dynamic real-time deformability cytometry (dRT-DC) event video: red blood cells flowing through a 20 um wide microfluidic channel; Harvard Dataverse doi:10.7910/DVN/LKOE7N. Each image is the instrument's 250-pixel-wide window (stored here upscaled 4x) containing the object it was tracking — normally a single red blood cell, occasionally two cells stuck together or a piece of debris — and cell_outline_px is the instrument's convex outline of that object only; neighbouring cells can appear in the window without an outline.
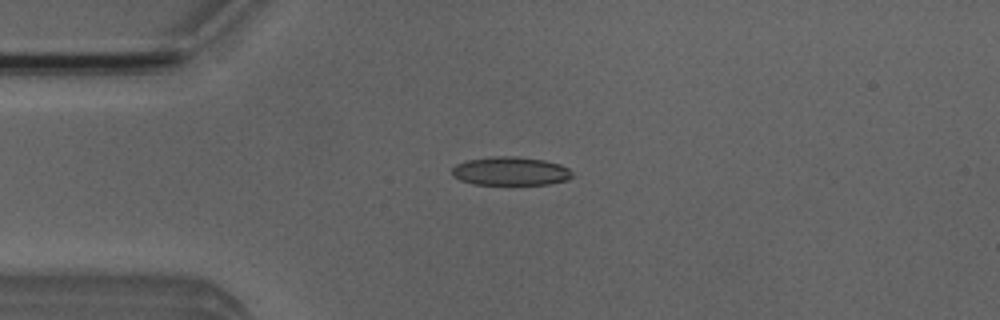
{"species": "Egyptian fruit bat (a non-hibernating species)", "species_latin": "Rousettus aegyptiacus", "temperature_condition": "room temperature", "stored_images_in_passage": 6, "camera_frame_rate_fps": 3000, "um_per_image_px": 0.085, "animal": {"sex": "male"}, "frame": {"image": 1, "passage_image": 4, "time_ms": 3.667, "image_size_px": [1000, 320], "cell_outline_px": [[572, 176], [568, 180], [548, 184], [472, 184], [460, 180], [452, 176], [452, 168], [456, 164], [468, 160], [496, 156], [516, 156], [544, 160], [560, 164], [568, 168], [572, 172]], "centroid_in_image_um": [43.39, 14.55], "position_along_channel_um": 41.6, "area_um2": 20.0}}